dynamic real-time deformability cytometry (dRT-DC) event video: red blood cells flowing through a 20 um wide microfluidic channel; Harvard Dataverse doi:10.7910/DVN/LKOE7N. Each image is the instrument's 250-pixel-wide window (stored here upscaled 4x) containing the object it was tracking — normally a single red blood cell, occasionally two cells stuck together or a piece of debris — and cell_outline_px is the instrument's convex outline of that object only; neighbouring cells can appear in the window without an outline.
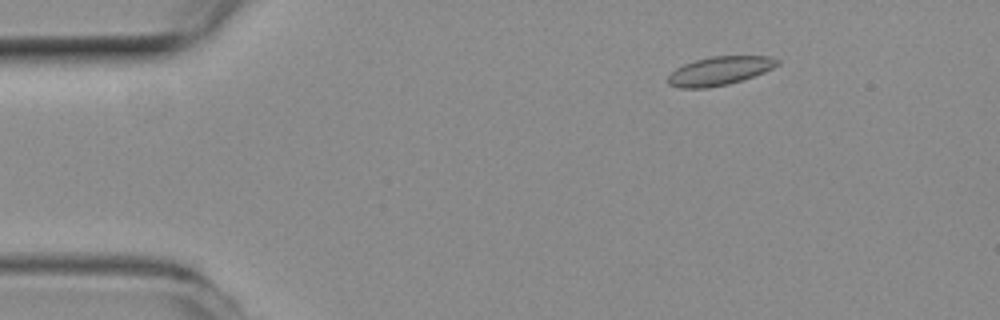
{"species": "common noctule bat (a hibernating species)", "species_latin": "Nyctalus noctula", "temperature_condition": "room temperature", "stored_images_in_passage": 47, "camera_frame_rate_fps": 3000, "um_per_image_px": 0.085, "animal": {"sex": "female", "body_mass_g": 19.3, "forearm_length_mm": 54.1}, "frame": {"image": 1, "passage_image": 2, "time_ms": 0.333, "image_size_px": [1000, 320], "cell_outline_px": [[780, 64], [764, 72], [728, 84], [708, 88], [680, 88], [668, 84], [668, 76], [676, 68], [684, 64], [696, 60], [712, 56], [768, 56], [780, 60]], "centroid_in_image_um": [61.16, 6.02], "position_along_channel_um": 23.8, "area_um2": 18.09}}
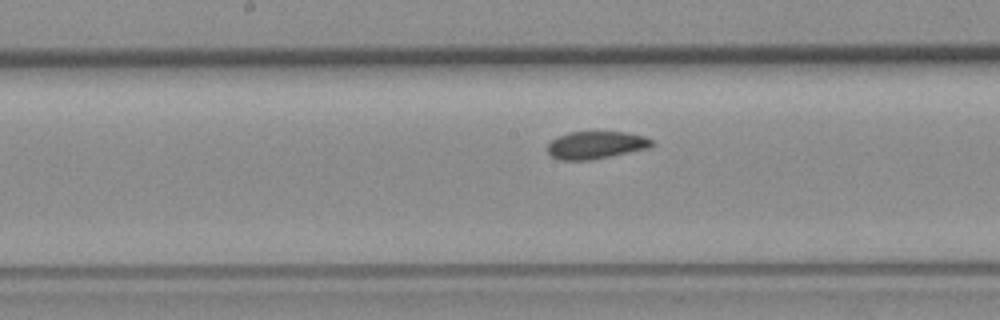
{"frame": {"image": 2, "passage_image": 21, "time_ms": 6.667, "image_size_px": [1000, 320], "cell_outline_px": [[652, 144], [648, 148], [592, 160], [560, 160], [552, 156], [548, 152], [548, 144], [556, 136], [568, 132], [624, 132], [644, 136], [652, 140]], "centroid_in_image_um": [50.61, 12.33], "position_along_channel_um": 197.6, "area_um2": 16.65}}
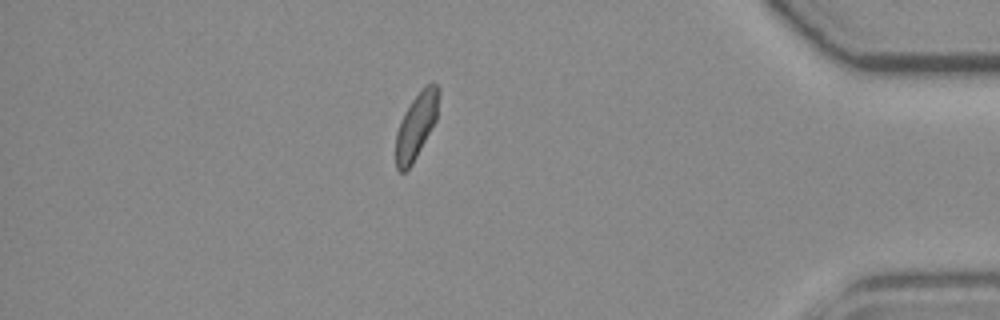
{"frame": {"image": 3, "passage_image": 40, "time_ms": 13.0, "image_size_px": [1000, 320], "cell_outline_px": [[440, 96], [436, 120], [412, 164], [404, 172], [400, 172], [396, 168], [396, 132], [400, 120], [404, 112], [412, 100], [432, 80], [440, 88]], "centroid_in_image_um": [35.39, 10.66], "position_along_channel_um": 399.8, "area_um2": 16.36}, "authors_computed_cell_mechanics": {"area_um2": 17.34, "velocity_mm_per_s": 3.8676, "shape_relaxation_time_tau1_ms": 6.2231, "shape_relaxation_time_tau2_ms": 6.6515, "deformation_change_tau1": 0.0841, "deformation_change_tau2": 0.0857}}